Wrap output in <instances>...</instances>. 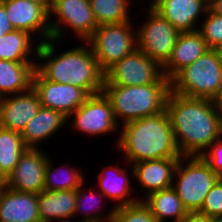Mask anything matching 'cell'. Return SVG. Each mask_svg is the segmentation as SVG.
Listing matches in <instances>:
<instances>
[{
  "label": "cell",
  "mask_w": 222,
  "mask_h": 222,
  "mask_svg": "<svg viewBox=\"0 0 222 222\" xmlns=\"http://www.w3.org/2000/svg\"><path fill=\"white\" fill-rule=\"evenodd\" d=\"M166 111L182 156H201L222 136V110L216 101L170 91Z\"/></svg>",
  "instance_id": "obj_1"
},
{
  "label": "cell",
  "mask_w": 222,
  "mask_h": 222,
  "mask_svg": "<svg viewBox=\"0 0 222 222\" xmlns=\"http://www.w3.org/2000/svg\"><path fill=\"white\" fill-rule=\"evenodd\" d=\"M84 43L60 54L55 46L60 41L51 38L41 43L37 52L36 70L50 82L71 84L84 89L89 95L103 92L105 73L90 45L86 41Z\"/></svg>",
  "instance_id": "obj_2"
},
{
  "label": "cell",
  "mask_w": 222,
  "mask_h": 222,
  "mask_svg": "<svg viewBox=\"0 0 222 222\" xmlns=\"http://www.w3.org/2000/svg\"><path fill=\"white\" fill-rule=\"evenodd\" d=\"M121 130V131H120ZM117 144L126 164L182 157L166 109L120 126Z\"/></svg>",
  "instance_id": "obj_3"
},
{
  "label": "cell",
  "mask_w": 222,
  "mask_h": 222,
  "mask_svg": "<svg viewBox=\"0 0 222 222\" xmlns=\"http://www.w3.org/2000/svg\"><path fill=\"white\" fill-rule=\"evenodd\" d=\"M170 91V80L165 75L156 83L144 86H103V92L112 104L116 121L122 120L120 126L164 111Z\"/></svg>",
  "instance_id": "obj_4"
},
{
  "label": "cell",
  "mask_w": 222,
  "mask_h": 222,
  "mask_svg": "<svg viewBox=\"0 0 222 222\" xmlns=\"http://www.w3.org/2000/svg\"><path fill=\"white\" fill-rule=\"evenodd\" d=\"M175 94L217 101L222 92V63L214 49H208L170 80Z\"/></svg>",
  "instance_id": "obj_5"
},
{
  "label": "cell",
  "mask_w": 222,
  "mask_h": 222,
  "mask_svg": "<svg viewBox=\"0 0 222 222\" xmlns=\"http://www.w3.org/2000/svg\"><path fill=\"white\" fill-rule=\"evenodd\" d=\"M220 177L201 156H182L177 162L173 185L188 212L200 211L207 193Z\"/></svg>",
  "instance_id": "obj_6"
},
{
  "label": "cell",
  "mask_w": 222,
  "mask_h": 222,
  "mask_svg": "<svg viewBox=\"0 0 222 222\" xmlns=\"http://www.w3.org/2000/svg\"><path fill=\"white\" fill-rule=\"evenodd\" d=\"M133 28L132 20L101 25L86 40L104 73L137 49V32Z\"/></svg>",
  "instance_id": "obj_7"
},
{
  "label": "cell",
  "mask_w": 222,
  "mask_h": 222,
  "mask_svg": "<svg viewBox=\"0 0 222 222\" xmlns=\"http://www.w3.org/2000/svg\"><path fill=\"white\" fill-rule=\"evenodd\" d=\"M49 24L51 38L57 41L68 36L66 31L71 30V34L84 42L98 28L89 0H55L49 12Z\"/></svg>",
  "instance_id": "obj_8"
},
{
  "label": "cell",
  "mask_w": 222,
  "mask_h": 222,
  "mask_svg": "<svg viewBox=\"0 0 222 222\" xmlns=\"http://www.w3.org/2000/svg\"><path fill=\"white\" fill-rule=\"evenodd\" d=\"M144 10L146 20L136 28L137 49L163 67L172 54L180 32L151 6Z\"/></svg>",
  "instance_id": "obj_9"
},
{
  "label": "cell",
  "mask_w": 222,
  "mask_h": 222,
  "mask_svg": "<svg viewBox=\"0 0 222 222\" xmlns=\"http://www.w3.org/2000/svg\"><path fill=\"white\" fill-rule=\"evenodd\" d=\"M73 117V119L71 118ZM72 128L87 136H104L119 130L110 99L104 92L90 95L87 100L68 118Z\"/></svg>",
  "instance_id": "obj_10"
},
{
  "label": "cell",
  "mask_w": 222,
  "mask_h": 222,
  "mask_svg": "<svg viewBox=\"0 0 222 222\" xmlns=\"http://www.w3.org/2000/svg\"><path fill=\"white\" fill-rule=\"evenodd\" d=\"M163 76L162 67L136 49L105 72L104 85L144 86Z\"/></svg>",
  "instance_id": "obj_11"
},
{
  "label": "cell",
  "mask_w": 222,
  "mask_h": 222,
  "mask_svg": "<svg viewBox=\"0 0 222 222\" xmlns=\"http://www.w3.org/2000/svg\"><path fill=\"white\" fill-rule=\"evenodd\" d=\"M32 88L38 94L42 107L59 111L67 118L90 96L84 89L71 84L50 82L37 70L32 78Z\"/></svg>",
  "instance_id": "obj_12"
},
{
  "label": "cell",
  "mask_w": 222,
  "mask_h": 222,
  "mask_svg": "<svg viewBox=\"0 0 222 222\" xmlns=\"http://www.w3.org/2000/svg\"><path fill=\"white\" fill-rule=\"evenodd\" d=\"M0 1L14 29L29 33L40 44L51 39L49 12L43 6L31 0Z\"/></svg>",
  "instance_id": "obj_13"
},
{
  "label": "cell",
  "mask_w": 222,
  "mask_h": 222,
  "mask_svg": "<svg viewBox=\"0 0 222 222\" xmlns=\"http://www.w3.org/2000/svg\"><path fill=\"white\" fill-rule=\"evenodd\" d=\"M48 154L40 148H26L15 169L6 178V187L19 192L44 191L45 168Z\"/></svg>",
  "instance_id": "obj_14"
},
{
  "label": "cell",
  "mask_w": 222,
  "mask_h": 222,
  "mask_svg": "<svg viewBox=\"0 0 222 222\" xmlns=\"http://www.w3.org/2000/svg\"><path fill=\"white\" fill-rule=\"evenodd\" d=\"M150 6L179 32H193L207 12L208 0H155Z\"/></svg>",
  "instance_id": "obj_15"
},
{
  "label": "cell",
  "mask_w": 222,
  "mask_h": 222,
  "mask_svg": "<svg viewBox=\"0 0 222 222\" xmlns=\"http://www.w3.org/2000/svg\"><path fill=\"white\" fill-rule=\"evenodd\" d=\"M40 108L38 94L33 88L24 93L4 96L0 99V127L21 133Z\"/></svg>",
  "instance_id": "obj_16"
},
{
  "label": "cell",
  "mask_w": 222,
  "mask_h": 222,
  "mask_svg": "<svg viewBox=\"0 0 222 222\" xmlns=\"http://www.w3.org/2000/svg\"><path fill=\"white\" fill-rule=\"evenodd\" d=\"M179 158H161L133 164L131 175L139 182L145 197L149 194L172 187L173 176Z\"/></svg>",
  "instance_id": "obj_17"
},
{
  "label": "cell",
  "mask_w": 222,
  "mask_h": 222,
  "mask_svg": "<svg viewBox=\"0 0 222 222\" xmlns=\"http://www.w3.org/2000/svg\"><path fill=\"white\" fill-rule=\"evenodd\" d=\"M118 165V166H117ZM116 166L107 165L102 168L101 172L98 174V183L96 187L98 190L108 199V202H115V207L132 205L138 201H142V195L133 197L131 196L132 191H136L134 188H131L130 178L134 180L133 177H130L128 169L123 168L120 164ZM122 167V168H121ZM139 197V198H138Z\"/></svg>",
  "instance_id": "obj_18"
},
{
  "label": "cell",
  "mask_w": 222,
  "mask_h": 222,
  "mask_svg": "<svg viewBox=\"0 0 222 222\" xmlns=\"http://www.w3.org/2000/svg\"><path fill=\"white\" fill-rule=\"evenodd\" d=\"M0 222H41L38 194L5 187L0 192Z\"/></svg>",
  "instance_id": "obj_19"
},
{
  "label": "cell",
  "mask_w": 222,
  "mask_h": 222,
  "mask_svg": "<svg viewBox=\"0 0 222 222\" xmlns=\"http://www.w3.org/2000/svg\"><path fill=\"white\" fill-rule=\"evenodd\" d=\"M208 49L198 30L180 32L168 62L162 67L163 75L171 80L180 70L193 63Z\"/></svg>",
  "instance_id": "obj_20"
},
{
  "label": "cell",
  "mask_w": 222,
  "mask_h": 222,
  "mask_svg": "<svg viewBox=\"0 0 222 222\" xmlns=\"http://www.w3.org/2000/svg\"><path fill=\"white\" fill-rule=\"evenodd\" d=\"M68 123L67 117L51 108L42 107L20 133L26 148H39L41 142L54 136ZM61 128V129H60ZM40 145V146H39Z\"/></svg>",
  "instance_id": "obj_21"
},
{
  "label": "cell",
  "mask_w": 222,
  "mask_h": 222,
  "mask_svg": "<svg viewBox=\"0 0 222 222\" xmlns=\"http://www.w3.org/2000/svg\"><path fill=\"white\" fill-rule=\"evenodd\" d=\"M75 205L76 190H44L38 194V212L41 222L73 219L75 217Z\"/></svg>",
  "instance_id": "obj_22"
},
{
  "label": "cell",
  "mask_w": 222,
  "mask_h": 222,
  "mask_svg": "<svg viewBox=\"0 0 222 222\" xmlns=\"http://www.w3.org/2000/svg\"><path fill=\"white\" fill-rule=\"evenodd\" d=\"M35 70L36 62L0 60V98L29 91Z\"/></svg>",
  "instance_id": "obj_23"
},
{
  "label": "cell",
  "mask_w": 222,
  "mask_h": 222,
  "mask_svg": "<svg viewBox=\"0 0 222 222\" xmlns=\"http://www.w3.org/2000/svg\"><path fill=\"white\" fill-rule=\"evenodd\" d=\"M85 185L86 181L76 190L75 217L78 216L79 219L85 222H109L116 207L112 206L106 214L107 209L105 207H107V204L106 201L104 203V200L108 199L98 189L96 190L95 186L86 190Z\"/></svg>",
  "instance_id": "obj_24"
},
{
  "label": "cell",
  "mask_w": 222,
  "mask_h": 222,
  "mask_svg": "<svg viewBox=\"0 0 222 222\" xmlns=\"http://www.w3.org/2000/svg\"><path fill=\"white\" fill-rule=\"evenodd\" d=\"M35 40L29 33L17 29L2 35L0 37V60L37 62L35 58L37 57L40 43Z\"/></svg>",
  "instance_id": "obj_25"
},
{
  "label": "cell",
  "mask_w": 222,
  "mask_h": 222,
  "mask_svg": "<svg viewBox=\"0 0 222 222\" xmlns=\"http://www.w3.org/2000/svg\"><path fill=\"white\" fill-rule=\"evenodd\" d=\"M142 202L158 222H167V219L180 222L188 212L173 187L153 192L144 197Z\"/></svg>",
  "instance_id": "obj_26"
},
{
  "label": "cell",
  "mask_w": 222,
  "mask_h": 222,
  "mask_svg": "<svg viewBox=\"0 0 222 222\" xmlns=\"http://www.w3.org/2000/svg\"><path fill=\"white\" fill-rule=\"evenodd\" d=\"M53 166L51 158L48 157L44 176L45 191L77 190L87 181L80 168L72 167L68 163H62L60 167L57 165L56 168Z\"/></svg>",
  "instance_id": "obj_27"
},
{
  "label": "cell",
  "mask_w": 222,
  "mask_h": 222,
  "mask_svg": "<svg viewBox=\"0 0 222 222\" xmlns=\"http://www.w3.org/2000/svg\"><path fill=\"white\" fill-rule=\"evenodd\" d=\"M131 2V0H89L98 26L130 21Z\"/></svg>",
  "instance_id": "obj_28"
},
{
  "label": "cell",
  "mask_w": 222,
  "mask_h": 222,
  "mask_svg": "<svg viewBox=\"0 0 222 222\" xmlns=\"http://www.w3.org/2000/svg\"><path fill=\"white\" fill-rule=\"evenodd\" d=\"M26 147L19 132L0 127V171L7 178Z\"/></svg>",
  "instance_id": "obj_29"
},
{
  "label": "cell",
  "mask_w": 222,
  "mask_h": 222,
  "mask_svg": "<svg viewBox=\"0 0 222 222\" xmlns=\"http://www.w3.org/2000/svg\"><path fill=\"white\" fill-rule=\"evenodd\" d=\"M198 31L201 33L209 49H214L222 43V16L212 12L209 8Z\"/></svg>",
  "instance_id": "obj_30"
},
{
  "label": "cell",
  "mask_w": 222,
  "mask_h": 222,
  "mask_svg": "<svg viewBox=\"0 0 222 222\" xmlns=\"http://www.w3.org/2000/svg\"><path fill=\"white\" fill-rule=\"evenodd\" d=\"M109 222H158L149 208L138 201L132 205L120 206L115 209Z\"/></svg>",
  "instance_id": "obj_31"
},
{
  "label": "cell",
  "mask_w": 222,
  "mask_h": 222,
  "mask_svg": "<svg viewBox=\"0 0 222 222\" xmlns=\"http://www.w3.org/2000/svg\"><path fill=\"white\" fill-rule=\"evenodd\" d=\"M211 218H222V178L220 177L207 193L199 211Z\"/></svg>",
  "instance_id": "obj_32"
},
{
  "label": "cell",
  "mask_w": 222,
  "mask_h": 222,
  "mask_svg": "<svg viewBox=\"0 0 222 222\" xmlns=\"http://www.w3.org/2000/svg\"><path fill=\"white\" fill-rule=\"evenodd\" d=\"M201 157L222 178V136L215 140Z\"/></svg>",
  "instance_id": "obj_33"
},
{
  "label": "cell",
  "mask_w": 222,
  "mask_h": 222,
  "mask_svg": "<svg viewBox=\"0 0 222 222\" xmlns=\"http://www.w3.org/2000/svg\"><path fill=\"white\" fill-rule=\"evenodd\" d=\"M14 27L12 26L4 4L0 1V37L2 35L8 34L9 32L13 31Z\"/></svg>",
  "instance_id": "obj_34"
},
{
  "label": "cell",
  "mask_w": 222,
  "mask_h": 222,
  "mask_svg": "<svg viewBox=\"0 0 222 222\" xmlns=\"http://www.w3.org/2000/svg\"><path fill=\"white\" fill-rule=\"evenodd\" d=\"M180 222H211V217L199 211L187 212Z\"/></svg>",
  "instance_id": "obj_35"
},
{
  "label": "cell",
  "mask_w": 222,
  "mask_h": 222,
  "mask_svg": "<svg viewBox=\"0 0 222 222\" xmlns=\"http://www.w3.org/2000/svg\"><path fill=\"white\" fill-rule=\"evenodd\" d=\"M208 8L212 12L222 16V0H211L208 3Z\"/></svg>",
  "instance_id": "obj_36"
},
{
  "label": "cell",
  "mask_w": 222,
  "mask_h": 222,
  "mask_svg": "<svg viewBox=\"0 0 222 222\" xmlns=\"http://www.w3.org/2000/svg\"><path fill=\"white\" fill-rule=\"evenodd\" d=\"M43 6L48 12L51 11L55 0H31Z\"/></svg>",
  "instance_id": "obj_37"
},
{
  "label": "cell",
  "mask_w": 222,
  "mask_h": 222,
  "mask_svg": "<svg viewBox=\"0 0 222 222\" xmlns=\"http://www.w3.org/2000/svg\"><path fill=\"white\" fill-rule=\"evenodd\" d=\"M6 187V177L0 171V192Z\"/></svg>",
  "instance_id": "obj_38"
},
{
  "label": "cell",
  "mask_w": 222,
  "mask_h": 222,
  "mask_svg": "<svg viewBox=\"0 0 222 222\" xmlns=\"http://www.w3.org/2000/svg\"><path fill=\"white\" fill-rule=\"evenodd\" d=\"M214 50L217 52L218 58L222 63V43L215 47Z\"/></svg>",
  "instance_id": "obj_39"
},
{
  "label": "cell",
  "mask_w": 222,
  "mask_h": 222,
  "mask_svg": "<svg viewBox=\"0 0 222 222\" xmlns=\"http://www.w3.org/2000/svg\"><path fill=\"white\" fill-rule=\"evenodd\" d=\"M58 222H85L83 220H74V221H71V219H66V220H61V221H58Z\"/></svg>",
  "instance_id": "obj_40"
},
{
  "label": "cell",
  "mask_w": 222,
  "mask_h": 222,
  "mask_svg": "<svg viewBox=\"0 0 222 222\" xmlns=\"http://www.w3.org/2000/svg\"><path fill=\"white\" fill-rule=\"evenodd\" d=\"M216 102L220 107H222V92H221L219 99Z\"/></svg>",
  "instance_id": "obj_41"
},
{
  "label": "cell",
  "mask_w": 222,
  "mask_h": 222,
  "mask_svg": "<svg viewBox=\"0 0 222 222\" xmlns=\"http://www.w3.org/2000/svg\"><path fill=\"white\" fill-rule=\"evenodd\" d=\"M211 222H222V218H211Z\"/></svg>",
  "instance_id": "obj_42"
},
{
  "label": "cell",
  "mask_w": 222,
  "mask_h": 222,
  "mask_svg": "<svg viewBox=\"0 0 222 222\" xmlns=\"http://www.w3.org/2000/svg\"><path fill=\"white\" fill-rule=\"evenodd\" d=\"M154 1H155V0H153V1L151 0L150 3H148L149 5H147V6H150Z\"/></svg>",
  "instance_id": "obj_43"
}]
</instances>
